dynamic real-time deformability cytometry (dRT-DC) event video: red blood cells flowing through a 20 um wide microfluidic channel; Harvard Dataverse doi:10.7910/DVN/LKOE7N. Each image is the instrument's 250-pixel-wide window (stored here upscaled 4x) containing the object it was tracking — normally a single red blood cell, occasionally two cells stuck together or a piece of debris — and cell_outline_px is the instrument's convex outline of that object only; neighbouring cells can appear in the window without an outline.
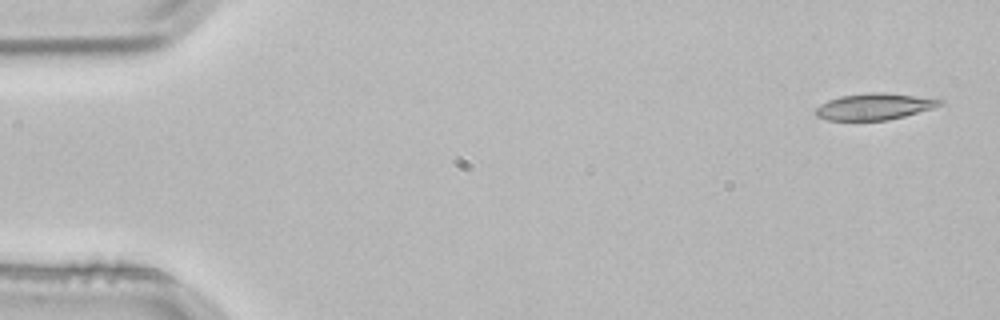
{"species": "common noctule bat (a hibernating species)", "species_latin": "Nyctalus noctula", "temperature_condition": "room temperature", "stored_images_in_passage": 4, "camera_frame_rate_fps": 3000, "um_per_image_px": 0.085, "animal": {"sex": "male", "body_mass_g": 21.5, "forearm_length_mm": 52.0}, "frame": {"image": 1, "passage_image": 1, "time_ms": 0.0, "image_size_px": [1000, 320], "cell_outline_px": [[944, 104], [932, 108], [904, 116], [888, 120], [828, 120], [816, 116], [812, 112], [820, 104], [828, 100], [840, 96], [868, 92], [884, 92], [944, 100]], "centroid_in_image_um": [74.27, 9.05], "position_along_channel_um": 10.7, "area_um2": 19.13}}